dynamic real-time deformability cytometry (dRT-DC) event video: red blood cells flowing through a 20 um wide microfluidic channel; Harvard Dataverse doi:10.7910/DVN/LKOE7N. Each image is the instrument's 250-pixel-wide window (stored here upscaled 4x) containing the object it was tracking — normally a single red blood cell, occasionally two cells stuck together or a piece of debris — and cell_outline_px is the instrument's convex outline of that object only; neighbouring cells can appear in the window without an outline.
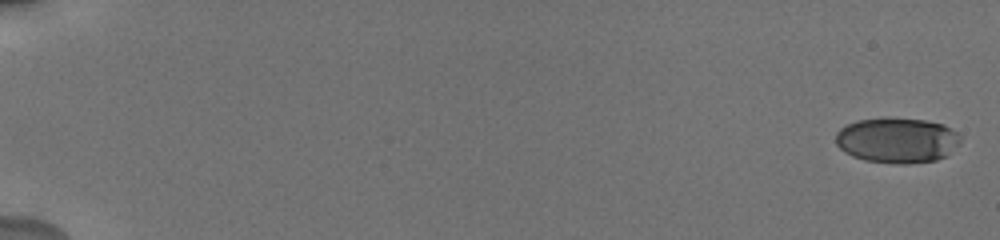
{"species": "human", "species_latin": "Homo sapiens", "temperature_condition": "cold", "stored_images_in_passage": 11, "camera_frame_rate_fps": 3000, "um_per_image_px": 0.085, "donor": {"sex": "male"}, "frame": {"image": 1, "passage_image": 1, "time_ms": 0.0, "image_size_px": [1000, 240], "cell_outline_px": [[960, 144], [948, 156], [936, 160], [908, 164], [896, 164], [864, 160], [852, 156], [844, 152], [836, 144], [836, 132], [840, 128], [856, 120], [888, 116], [928, 120], [944, 124], [952, 128], [960, 136]], "centroid_in_image_um": [76.27, 11.9], "position_along_channel_um": 8.7, "area_um2": 33.81}}
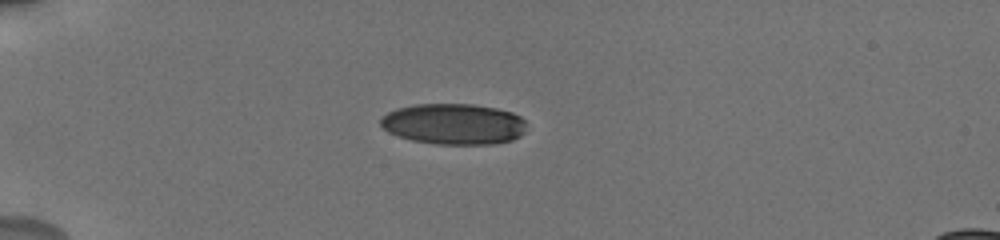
{"frame": {"image": 2, "passage_image": 8, "time_ms": 5.333, "image_size_px": [1000, 240], "cell_outline_px": [[524, 132], [520, 136], [512, 140], [492, 144], [436, 144], [412, 140], [388, 132], [380, 124], [380, 116], [396, 108], [416, 104], [472, 104], [496, 108], [512, 112], [520, 116], [524, 120]], "centroid_in_image_um": [38.55, 10.53], "position_along_channel_um": 46.5, "area_um2": 34.8}}
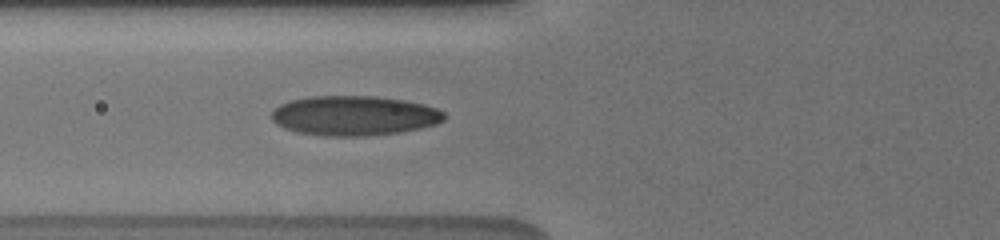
{"frame": {"image": 3, "passage_image": 11, "time_ms": 7.667, "image_size_px": [1000, 240], "cell_outline_px": [[444, 120], [436, 124], [420, 128], [400, 132], [368, 136], [324, 136], [296, 132], [284, 128], [276, 124], [272, 120], [272, 112], [280, 104], [288, 100], [308, 96], [376, 96], [404, 100], [424, 104], [436, 108], [444, 112]], "centroid_in_image_um": [30.08, 9.83], "position_along_channel_um": 95.7, "area_um2": 40.23}}